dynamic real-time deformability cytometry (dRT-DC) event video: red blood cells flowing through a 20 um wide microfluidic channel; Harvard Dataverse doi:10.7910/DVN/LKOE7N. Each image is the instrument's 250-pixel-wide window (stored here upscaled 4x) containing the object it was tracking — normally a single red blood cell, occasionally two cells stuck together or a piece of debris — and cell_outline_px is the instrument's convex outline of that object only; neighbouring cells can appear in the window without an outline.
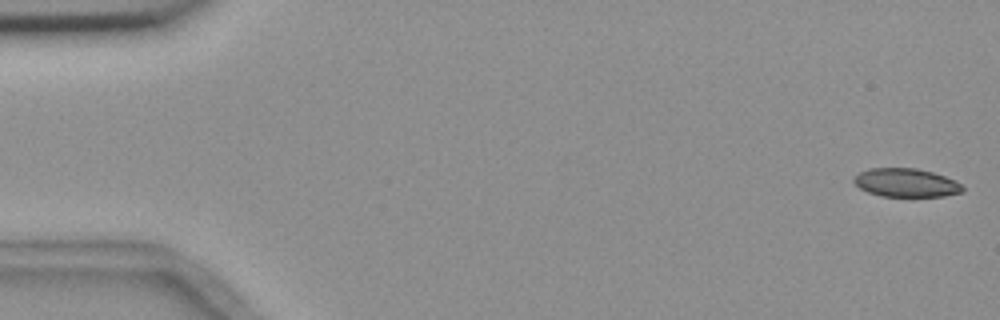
{"species": "common noctule bat (a hibernating species)", "species_latin": "Nyctalus noctula", "temperature_condition": "room temperature", "stored_images_in_passage": 5, "camera_frame_rate_fps": 3000, "um_per_image_px": 0.085, "animal": {"sex": "female", "body_mass_g": 18.4}, "frame": {"image": 1, "passage_image": 1, "time_ms": 0.0, "image_size_px": [1000, 320], "cell_outline_px": [[964, 192], [944, 196], [880, 196], [868, 192], [860, 188], [852, 180], [860, 172], [868, 168], [916, 168], [932, 172], [956, 180], [964, 188]], "centroid_in_image_um": [77.03, 15.53], "position_along_channel_um": 8.0, "area_um2": 18.03}}
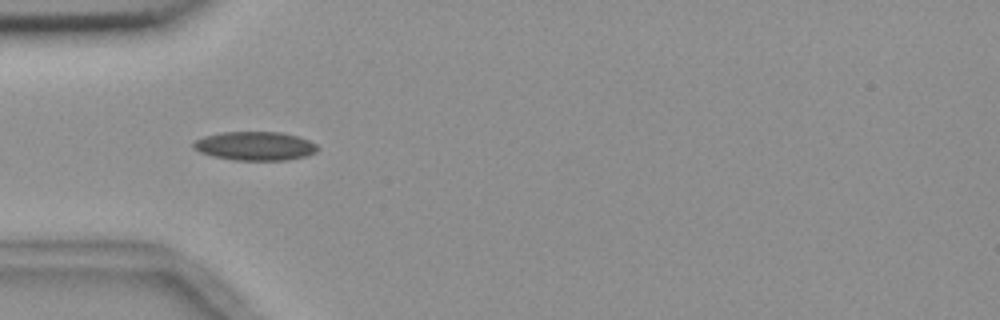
{"frame": {"image": 2, "passage_image": 5, "time_ms": 5.333, "image_size_px": [1000, 320], "cell_outline_px": [[320, 148], [316, 152], [304, 156], [284, 160], [236, 160], [212, 156], [200, 152], [192, 148], [192, 144], [196, 140], [204, 136], [220, 132], [280, 132], [296, 136], [308, 140], [316, 144]], "centroid_in_image_um": [21.65, 12.4], "position_along_channel_um": 63.3, "area_um2": 20.75}}